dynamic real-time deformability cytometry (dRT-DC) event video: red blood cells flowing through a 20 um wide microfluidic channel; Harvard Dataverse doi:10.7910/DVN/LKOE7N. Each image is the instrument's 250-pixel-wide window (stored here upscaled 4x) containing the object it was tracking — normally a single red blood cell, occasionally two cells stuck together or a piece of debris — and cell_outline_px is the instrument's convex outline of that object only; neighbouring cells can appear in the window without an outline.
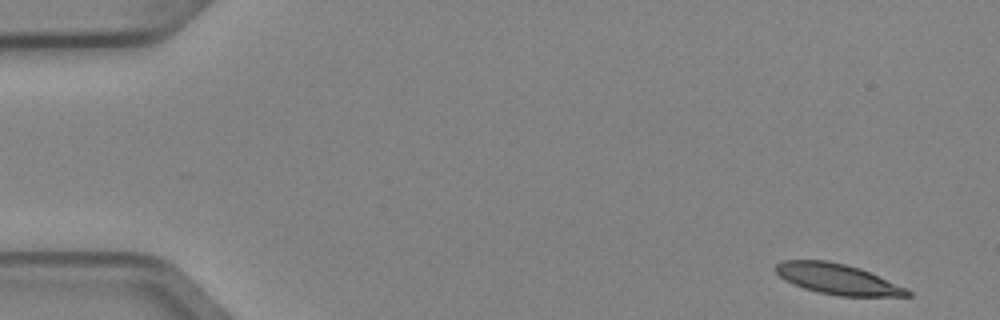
{"species": "Egyptian fruit bat (a non-hibernating species)", "species_latin": "Rousettus aegyptiacus", "temperature_condition": "cold", "stored_images_in_passage": 5, "camera_frame_rate_fps": 3000, "um_per_image_px": 0.085, "animal": {"sex": "female"}, "frame": {"image": 1, "passage_image": 1, "time_ms": 0.0, "image_size_px": [1000, 320], "cell_outline_px": [[912, 296], [840, 296], [820, 292], [804, 288], [792, 284], [784, 280], [776, 272], [776, 264], [784, 260], [824, 260], [844, 264], [860, 268], [908, 288], [912, 292]], "centroid_in_image_um": [71.22, 23.72], "position_along_channel_um": 13.8, "area_um2": 23.35}}
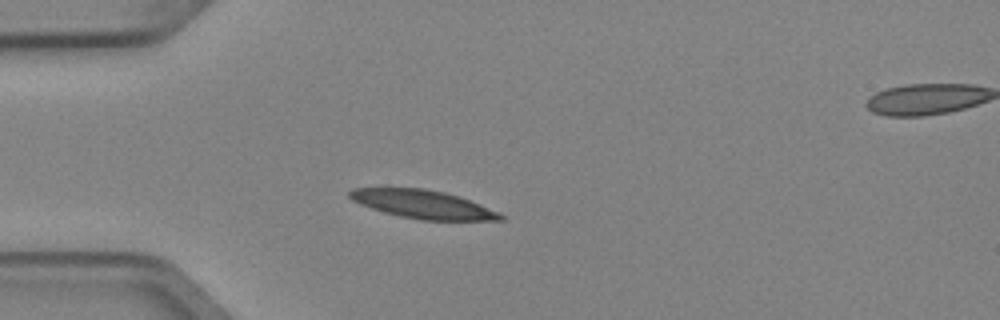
{"frame": {"image": 2, "passage_image": 4, "time_ms": 1.0, "image_size_px": [1000, 320], "cell_outline_px": [[504, 220], [420, 220], [400, 216], [384, 212], [360, 204], [352, 200], [348, 196], [348, 192], [352, 188], [424, 188], [444, 192], [460, 196], [500, 212], [504, 216]], "centroid_in_image_um": [35.96, 17.36], "position_along_channel_um": 49.0, "area_um2": 24.91}}